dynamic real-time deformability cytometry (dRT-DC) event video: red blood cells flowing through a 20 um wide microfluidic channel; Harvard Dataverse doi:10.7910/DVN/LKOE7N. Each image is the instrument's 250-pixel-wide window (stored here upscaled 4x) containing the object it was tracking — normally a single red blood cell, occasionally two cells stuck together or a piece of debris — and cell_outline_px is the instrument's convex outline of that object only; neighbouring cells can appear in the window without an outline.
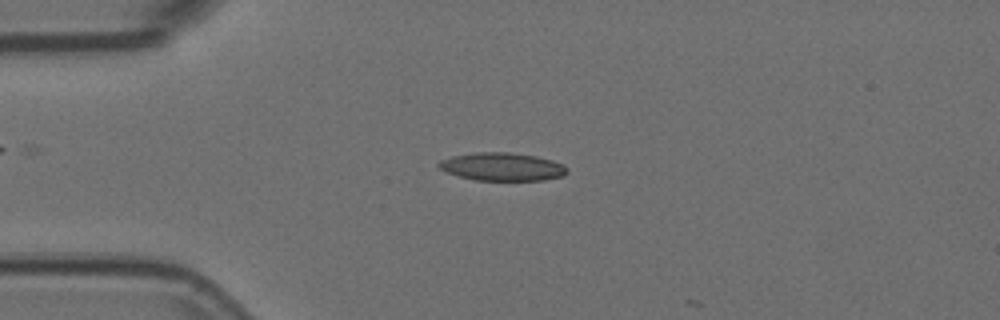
{"species": "Egyptian fruit bat (a non-hibernating species)", "species_latin": "Rousettus aegyptiacus", "temperature_condition": "room temperature", "stored_images_in_passage": 6, "camera_frame_rate_fps": 3000, "um_per_image_px": 0.085, "animal": {"sex": "female"}, "frame": {"image": 1, "passage_image": 4, "time_ms": 1.0, "image_size_px": [1000, 320], "cell_outline_px": [[568, 172], [564, 176], [544, 180], [476, 180], [460, 176], [448, 172], [440, 168], [436, 164], [440, 160], [452, 156], [476, 152], [508, 152], [536, 156], [552, 160], [564, 164], [568, 168]], "centroid_in_image_um": [42.73, 14.17], "position_along_channel_um": 42.3, "area_um2": 20.98}}